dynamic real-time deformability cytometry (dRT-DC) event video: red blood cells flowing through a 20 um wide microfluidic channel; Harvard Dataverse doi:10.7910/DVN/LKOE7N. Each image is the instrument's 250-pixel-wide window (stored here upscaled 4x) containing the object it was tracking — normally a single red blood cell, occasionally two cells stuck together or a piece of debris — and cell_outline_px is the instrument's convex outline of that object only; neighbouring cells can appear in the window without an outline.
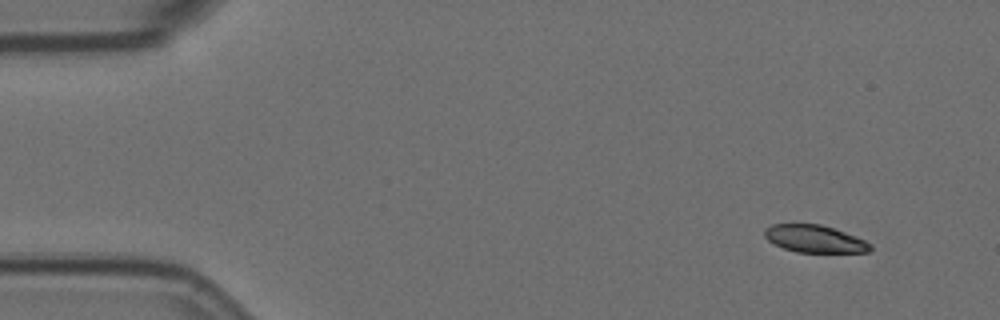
{"species": "Egyptian fruit bat (a non-hibernating species)", "species_latin": "Rousettus aegyptiacus", "temperature_condition": "room temperature", "stored_images_in_passage": 6, "camera_frame_rate_fps": 3000, "um_per_image_px": 0.085, "animal": {"sex": "female"}, "frame": {"image": 1, "passage_image": 1, "time_ms": 0.0, "image_size_px": [1000, 320], "cell_outline_px": [[872, 248], [868, 252], [796, 252], [784, 248], [768, 240], [764, 236], [764, 228], [772, 224], [820, 224], [856, 236], [872, 244]], "centroid_in_image_um": [69.24, 20.3], "position_along_channel_um": 15.8, "area_um2": 16.76}}
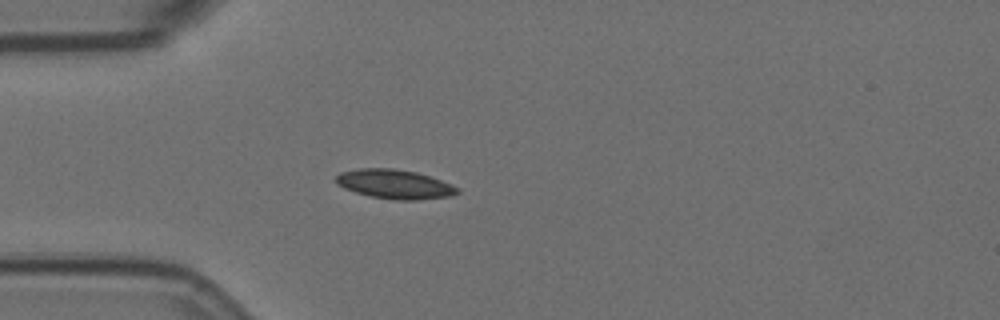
{"frame": {"image": 2, "passage_image": 4, "time_ms": 1.0, "image_size_px": [1000, 320], "cell_outline_px": [[460, 192], [452, 196], [416, 200], [392, 200], [372, 196], [356, 192], [344, 188], [336, 184], [332, 180], [340, 172], [360, 168], [392, 168], [416, 172], [452, 184], [460, 188]], "centroid_in_image_um": [33.53, 15.65], "position_along_channel_um": 51.5, "area_um2": 20.81}}
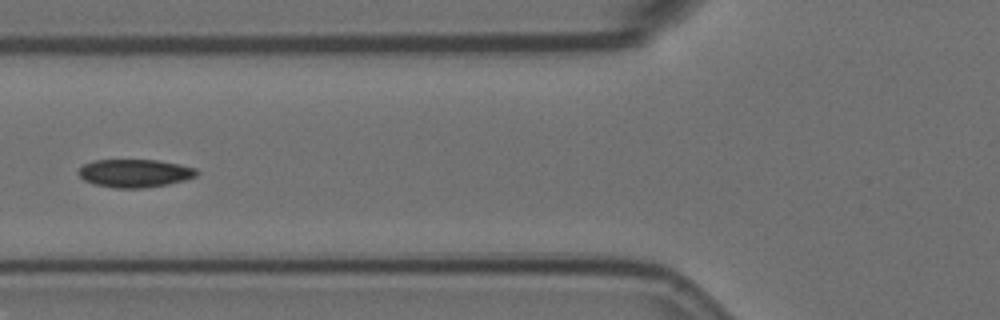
{"frame": {"image": 3, "passage_image": 6, "time_ms": 1.667, "image_size_px": [1000, 320], "cell_outline_px": [[200, 172], [196, 176], [184, 180], [168, 184], [144, 188], [116, 188], [92, 184], [84, 180], [76, 172], [84, 164], [92, 160], [160, 160], [180, 164], [196, 168]], "centroid_in_image_um": [11.46, 14.72], "position_along_channel_um": 114.3, "area_um2": 19.54}}